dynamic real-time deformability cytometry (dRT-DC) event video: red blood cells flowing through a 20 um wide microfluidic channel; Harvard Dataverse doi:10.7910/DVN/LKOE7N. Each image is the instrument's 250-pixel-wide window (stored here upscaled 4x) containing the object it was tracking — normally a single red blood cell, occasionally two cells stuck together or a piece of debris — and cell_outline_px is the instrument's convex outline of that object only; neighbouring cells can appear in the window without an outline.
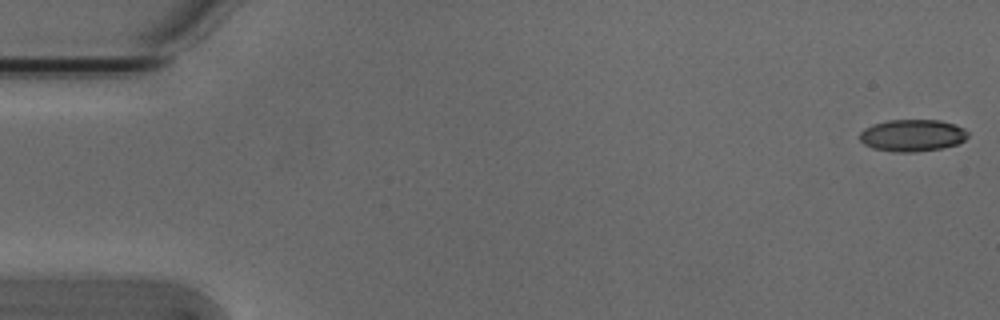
{"species": "Egyptian fruit bat (a non-hibernating species)", "species_latin": "Rousettus aegyptiacus", "temperature_condition": "cold", "stored_images_in_passage": 8, "camera_frame_rate_fps": 3000, "um_per_image_px": 0.085, "animal": {"sex": "male"}, "frame": {"image": 1, "passage_image": 1, "time_ms": 0.0, "image_size_px": [1000, 320], "cell_outline_px": [[968, 136], [964, 140], [956, 144], [940, 148], [916, 152], [892, 152], [872, 148], [864, 144], [860, 140], [860, 132], [864, 128], [872, 124], [888, 120], [940, 120], [964, 128], [968, 132]], "centroid_in_image_um": [77.52, 11.51], "position_along_channel_um": 7.5, "area_um2": 20.17}}